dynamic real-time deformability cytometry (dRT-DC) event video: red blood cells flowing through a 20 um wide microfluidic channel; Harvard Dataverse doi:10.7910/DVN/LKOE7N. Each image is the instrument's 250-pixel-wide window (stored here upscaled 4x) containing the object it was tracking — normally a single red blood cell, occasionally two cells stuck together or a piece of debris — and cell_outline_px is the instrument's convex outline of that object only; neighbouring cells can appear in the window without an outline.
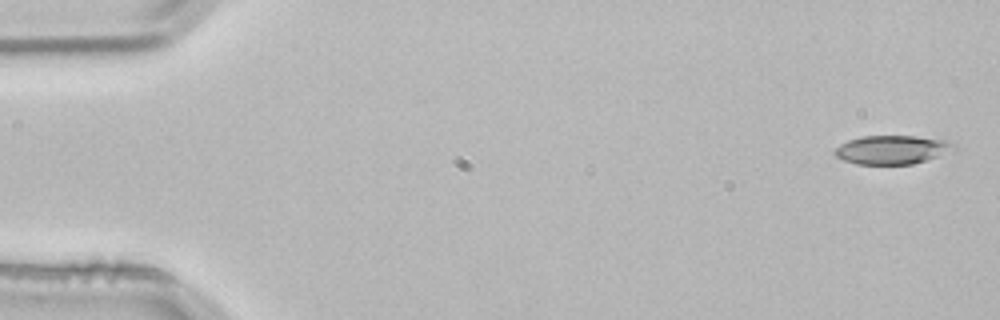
{"species": "common noctule bat (a hibernating species)", "species_latin": "Nyctalus noctula", "temperature_condition": "room temperature", "stored_images_in_passage": 4, "segment_of_instrument_passage": [2, 2], "camera_frame_rate_fps": 3000, "um_per_image_px": 0.085, "animal": {"sex": "male", "body_mass_g": 21.5, "forearm_length_mm": 52.0}, "frame": {"image": 1, "passage_image": 4, "time_ms": 1.0, "image_size_px": [1000, 320], "cell_outline_px": [[956, 148], [936, 156], [912, 164], [856, 164], [844, 160], [836, 156], [832, 152], [840, 144], [848, 140], [864, 136], [916, 136], [948, 140]], "centroid_in_image_um": [75.77, 12.72], "position_along_channel_um": 9.2, "area_um2": 19.65}}